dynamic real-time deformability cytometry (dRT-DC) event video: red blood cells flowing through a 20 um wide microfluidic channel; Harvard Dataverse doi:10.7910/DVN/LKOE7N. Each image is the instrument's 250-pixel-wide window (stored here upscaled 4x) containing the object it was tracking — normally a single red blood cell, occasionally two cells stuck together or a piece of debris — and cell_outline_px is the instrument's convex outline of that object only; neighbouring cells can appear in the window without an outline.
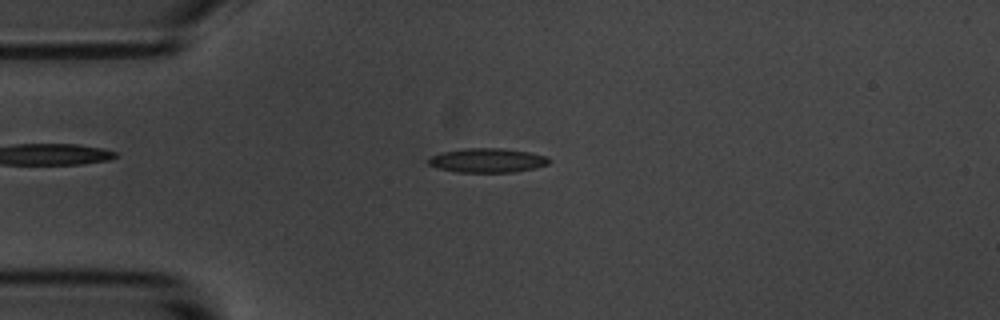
{"species": "common noctule bat (a hibernating species)", "species_latin": "Nyctalus noctula", "temperature_condition": "room temperature", "stored_images_in_passage": 6, "camera_frame_rate_fps": 3000, "um_per_image_px": 0.085, "animal": {"sex": "male", "body_mass_g": 20.1, "forearm_length_mm": 53.5}, "frame": {"image": 1, "passage_image": 3, "time_ms": 2.333, "image_size_px": [1000, 320], "cell_outline_px": [[552, 160], [548, 164], [536, 168], [512, 172], [456, 172], [436, 168], [428, 164], [424, 160], [440, 152], [464, 148], [500, 148], [528, 152], [548, 156]], "centroid_in_image_um": [41.39, 13.63], "position_along_channel_um": 43.6, "area_um2": 17.28}}
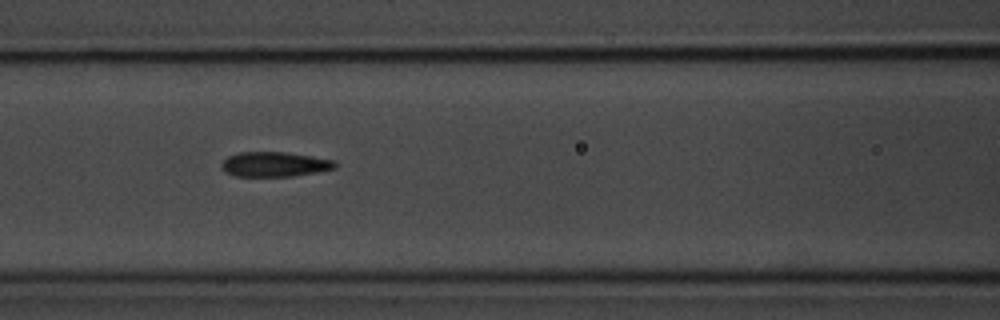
{"frame": {"image": 2, "passage_image": 6, "time_ms": 5.667, "image_size_px": [1000, 320], "cell_outline_px": [[336, 168], [316, 172], [292, 176], [236, 176], [224, 172], [220, 164], [228, 156], [240, 152], [284, 152], [312, 156], [332, 160], [336, 164]], "centroid_in_image_um": [23.3, 13.96], "position_along_channel_um": 143.3, "area_um2": 16.3}}